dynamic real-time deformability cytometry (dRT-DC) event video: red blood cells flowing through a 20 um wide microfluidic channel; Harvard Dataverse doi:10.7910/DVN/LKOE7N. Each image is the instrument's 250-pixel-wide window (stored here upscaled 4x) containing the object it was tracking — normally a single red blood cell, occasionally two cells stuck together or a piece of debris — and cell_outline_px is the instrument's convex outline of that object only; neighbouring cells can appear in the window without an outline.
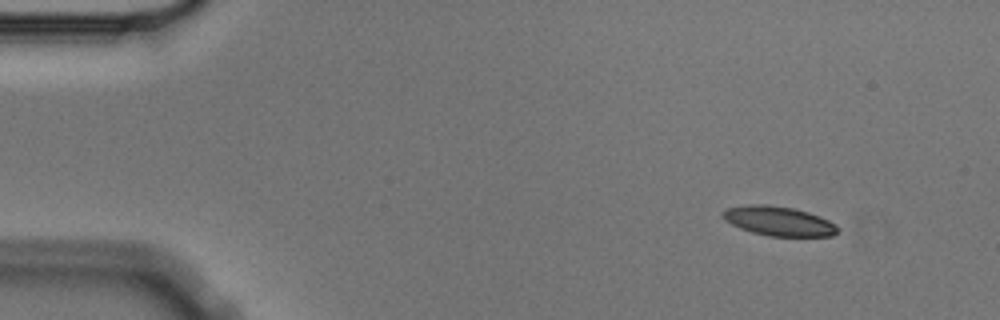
{"species": "Egyptian fruit bat (a non-hibernating species)", "species_latin": "Rousettus aegyptiacus", "temperature_condition": "cold", "stored_images_in_passage": 3, "camera_frame_rate_fps": 3000, "um_per_image_px": 0.085, "animal": {"sex": "male"}, "frame": {"image": 1, "passage_image": 1, "time_ms": 0.0, "image_size_px": [1000, 320], "cell_outline_px": [[840, 232], [832, 236], [768, 236], [752, 232], [740, 228], [724, 220], [720, 216], [728, 208], [752, 204], [768, 204], [792, 208], [808, 212], [820, 216], [836, 224], [840, 228]], "centroid_in_image_um": [66.23, 18.8], "position_along_channel_um": 18.8, "area_um2": 19.77}}
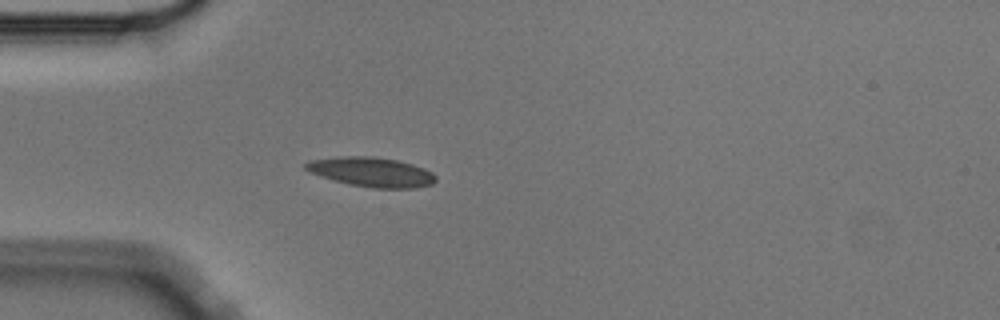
{"frame": {"image": 2, "passage_image": 3, "time_ms": 0.667, "image_size_px": [1000, 320], "cell_outline_px": [[436, 180], [432, 184], [416, 188], [372, 188], [348, 184], [320, 176], [308, 172], [304, 168], [304, 164], [312, 160], [340, 156], [372, 156], [396, 160], [412, 164], [424, 168], [432, 172], [436, 176]], "centroid_in_image_um": [31.57, 14.62], "position_along_channel_um": 53.4, "area_um2": 22.43}}